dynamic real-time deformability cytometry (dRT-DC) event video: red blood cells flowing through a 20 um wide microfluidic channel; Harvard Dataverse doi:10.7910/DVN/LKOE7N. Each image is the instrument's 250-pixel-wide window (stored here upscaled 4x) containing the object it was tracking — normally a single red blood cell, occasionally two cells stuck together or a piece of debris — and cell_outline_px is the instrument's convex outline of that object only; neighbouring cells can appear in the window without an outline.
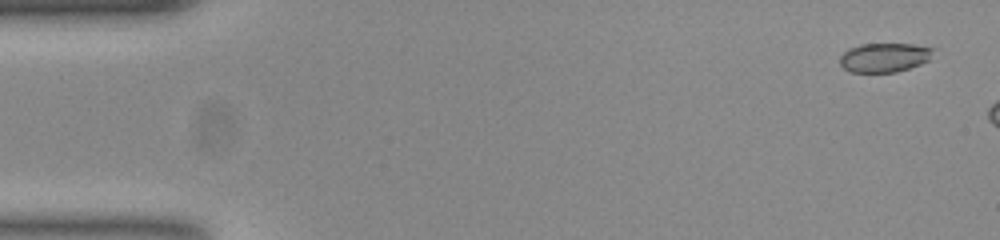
{"species": "common noctule bat (a hibernating species)", "species_latin": "Nyctalus noctula", "temperature_condition": "room temperature", "stored_images_in_passage": 11, "camera_frame_rate_fps": 3000, "um_per_image_px": 0.085, "animal": {"sex": "female", "body_mass_g": 23.0, "forearm_length_mm": 53.4}, "frame": {"image": 1, "passage_image": 3, "time_ms": 0.667, "image_size_px": [1000, 240], "cell_outline_px": [[936, 48], [928, 60], [920, 64], [896, 72], [848, 72], [840, 64], [840, 56], [848, 48], [860, 44], [912, 44]], "centroid_in_image_um": [75.16, 4.88], "position_along_channel_um": 9.8, "area_um2": 15.9}}